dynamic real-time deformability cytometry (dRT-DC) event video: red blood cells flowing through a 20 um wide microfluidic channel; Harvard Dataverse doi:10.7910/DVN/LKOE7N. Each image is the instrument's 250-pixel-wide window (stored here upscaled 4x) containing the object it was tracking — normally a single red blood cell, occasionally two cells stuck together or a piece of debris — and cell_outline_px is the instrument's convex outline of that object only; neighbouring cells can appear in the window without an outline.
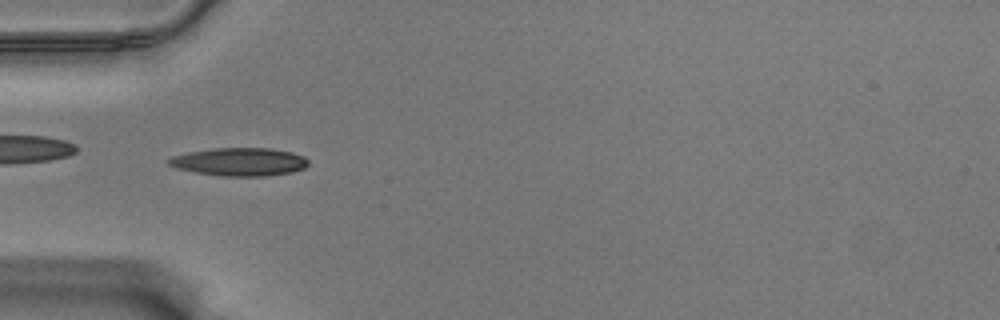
{"species": "Egyptian fruit bat (a non-hibernating species)", "species_latin": "Rousettus aegyptiacus", "temperature_condition": "warm", "stored_images_in_passage": 23, "camera_frame_rate_fps": 3000, "um_per_image_px": 0.085, "animal": {"sex": "male"}, "frame": {"image": 1, "passage_image": 1, "time_ms": 0.0, "image_size_px": [1000, 320], "cell_outline_px": [[308, 164], [304, 168], [292, 172], [264, 176], [220, 176], [196, 172], [176, 168], [168, 164], [164, 160], [172, 156], [188, 152], [212, 148], [272, 148], [292, 152], [304, 156], [308, 160]], "centroid_in_image_um": [20.34, 13.75], "position_along_channel_um": 64.7, "area_um2": 23.0}}